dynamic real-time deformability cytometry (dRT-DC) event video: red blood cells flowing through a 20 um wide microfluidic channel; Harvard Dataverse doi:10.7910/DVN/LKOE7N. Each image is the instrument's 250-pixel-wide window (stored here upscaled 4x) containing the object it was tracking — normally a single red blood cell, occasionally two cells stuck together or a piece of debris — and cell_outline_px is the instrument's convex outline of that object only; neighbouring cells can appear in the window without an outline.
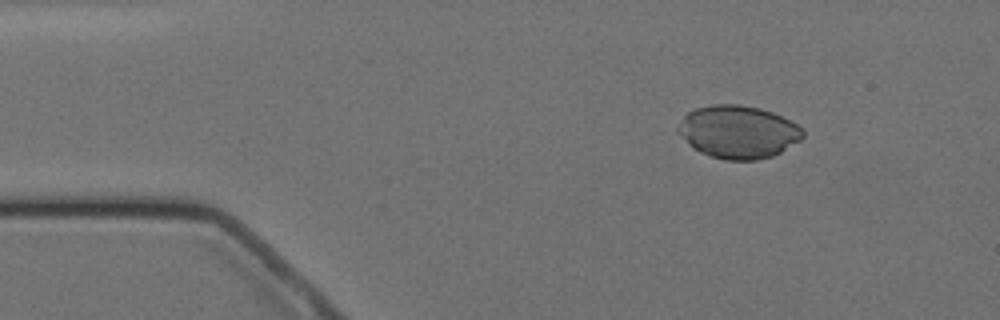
{"species": "Egyptian fruit bat (a non-hibernating species)", "species_latin": "Rousettus aegyptiacus", "temperature_condition": "cold", "stored_images_in_passage": 4, "camera_frame_rate_fps": 3000, "um_per_image_px": 0.085, "animal": {"sex": "female"}, "frame": {"image": 1, "passage_image": 1, "time_ms": 0.0, "image_size_px": [1000, 320], "cell_outline_px": [[804, 136], [800, 140], [780, 152], [772, 156], [756, 160], [724, 160], [700, 152], [688, 144], [676, 132], [676, 128], [684, 116], [688, 112], [696, 108], [712, 104], [740, 104], [760, 108], [772, 112], [804, 128]], "centroid_in_image_um": [62.72, 11.21], "position_along_channel_um": 22.3, "area_um2": 38.49}}